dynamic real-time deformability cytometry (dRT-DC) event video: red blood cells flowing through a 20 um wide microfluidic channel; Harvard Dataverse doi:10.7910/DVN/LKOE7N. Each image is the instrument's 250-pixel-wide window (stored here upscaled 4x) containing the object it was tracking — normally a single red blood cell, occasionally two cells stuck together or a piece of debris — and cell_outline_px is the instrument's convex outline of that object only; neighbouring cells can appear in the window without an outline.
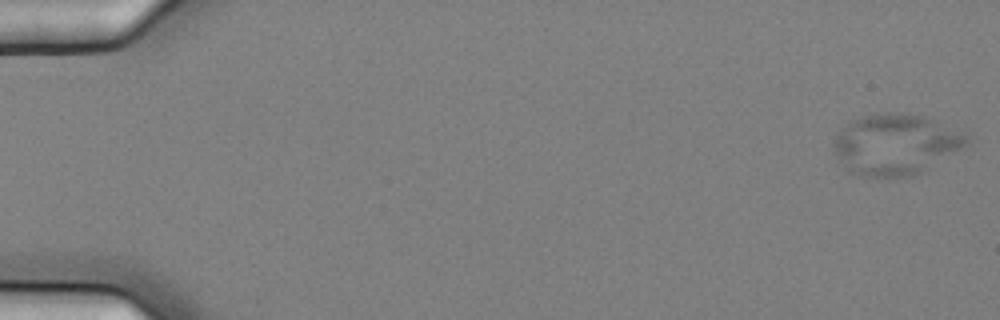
{"species": "common noctule bat (a hibernating species)", "species_latin": "Nyctalus noctula", "temperature_condition": "cold", "stored_images_in_passage": 10, "camera_frame_rate_fps": 3000, "um_per_image_px": 0.085, "animal": {"sex": "female", "body_mass_g": 25.1}, "frame": {"image": 1, "passage_image": 1, "time_ms": 0.0, "image_size_px": [1000, 320], "cell_outline_px": [[972, 140], [968, 144], [920, 172], [908, 176], [860, 176], [848, 172], [836, 156], [832, 148], [832, 144], [836, 132], [848, 120], [860, 116], [888, 112], [908, 112], [924, 116], [936, 120], [968, 132]], "centroid_in_image_um": [76.1, 12.22], "position_along_channel_um": 8.9, "area_um2": 47.86}}